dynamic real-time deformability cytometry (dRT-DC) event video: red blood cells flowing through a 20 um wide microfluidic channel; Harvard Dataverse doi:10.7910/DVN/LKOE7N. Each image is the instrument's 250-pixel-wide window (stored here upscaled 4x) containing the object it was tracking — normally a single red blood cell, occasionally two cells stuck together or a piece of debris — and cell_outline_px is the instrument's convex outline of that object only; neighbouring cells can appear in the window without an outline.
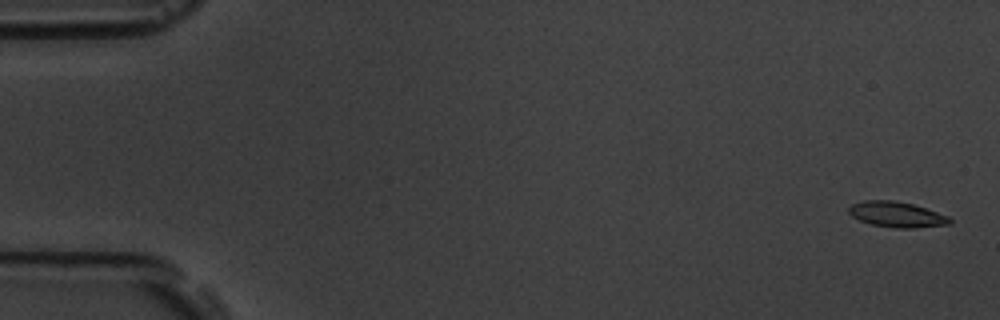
{"species": "common noctule bat (a hibernating species)", "species_latin": "Nyctalus noctula", "temperature_condition": "room temperature", "stored_images_in_passage": 11, "camera_frame_rate_fps": 3000, "um_per_image_px": 0.085, "animal": {"sex": "male", "body_mass_g": 19.5, "forearm_length_mm": 54.6}, "frame": {"image": 1, "passage_image": 1, "time_ms": 0.0, "image_size_px": [1000, 320], "cell_outline_px": [[952, 224], [912, 228], [896, 228], [872, 224], [860, 220], [852, 216], [848, 212], [848, 208], [852, 204], [864, 200], [892, 200], [912, 204], [948, 216], [952, 220]], "centroid_in_image_um": [76.21, 18.23], "position_along_channel_um": 8.8, "area_um2": 14.85}}
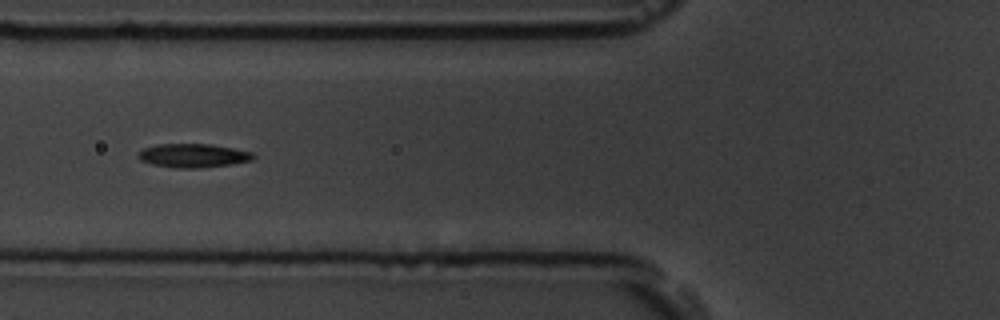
{"frame": {"image": 2, "passage_image": 7, "time_ms": 6.667, "image_size_px": [1000, 320], "cell_outline_px": [[256, 156], [252, 160], [228, 164], [200, 168], [176, 168], [152, 164], [140, 160], [136, 156], [144, 148], [156, 144], [208, 144], [232, 148], [252, 152]], "centroid_in_image_um": [16.39, 13.22], "position_along_channel_um": 109.4, "area_um2": 15.78}}
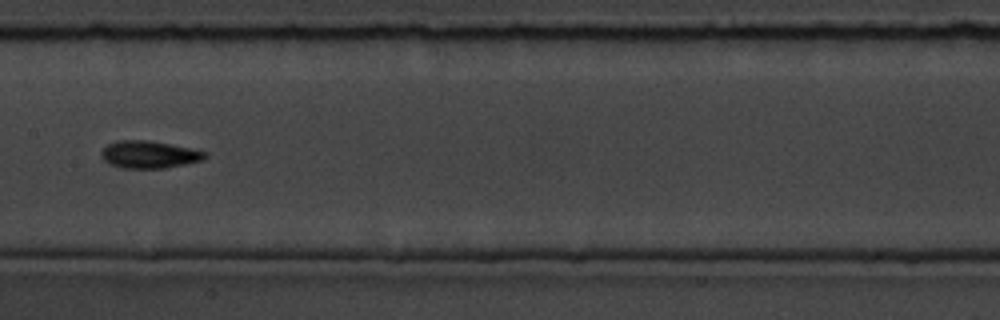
{"frame": {"image": 3, "passage_image": 9, "time_ms": 9.0, "image_size_px": [1000, 320], "cell_outline_px": [[208, 156], [204, 160], [164, 168], [124, 168], [108, 164], [100, 156], [100, 152], [108, 144], [116, 140], [148, 140], [208, 152]], "centroid_in_image_um": [12.65, 13.14], "position_along_channel_um": 194.7, "area_um2": 16.53}}